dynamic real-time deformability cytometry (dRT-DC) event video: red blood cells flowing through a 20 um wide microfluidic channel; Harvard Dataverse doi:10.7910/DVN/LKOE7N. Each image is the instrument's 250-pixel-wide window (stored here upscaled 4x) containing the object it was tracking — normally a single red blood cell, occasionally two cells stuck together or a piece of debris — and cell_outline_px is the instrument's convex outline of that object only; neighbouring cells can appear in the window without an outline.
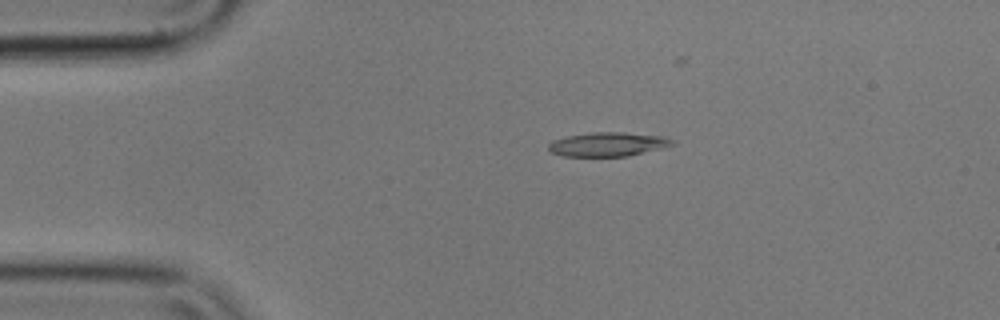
{"species": "common noctule bat (a hibernating species)", "species_latin": "Nyctalus noctula", "temperature_condition": "cold", "stored_images_in_passage": 6, "camera_frame_rate_fps": 3000, "um_per_image_px": 0.085, "animal": {"sex": "male", "body_mass_g": 17.9}, "frame": {"image": 1, "passage_image": 3, "time_ms": 0.667, "image_size_px": [1000, 320], "cell_outline_px": [[676, 144], [628, 156], [560, 156], [548, 152], [548, 144], [552, 140], [568, 136], [592, 132], [624, 132], [664, 136], [676, 140]], "centroid_in_image_um": [51.65, 12.26], "position_along_channel_um": 33.3, "area_um2": 17.51}}
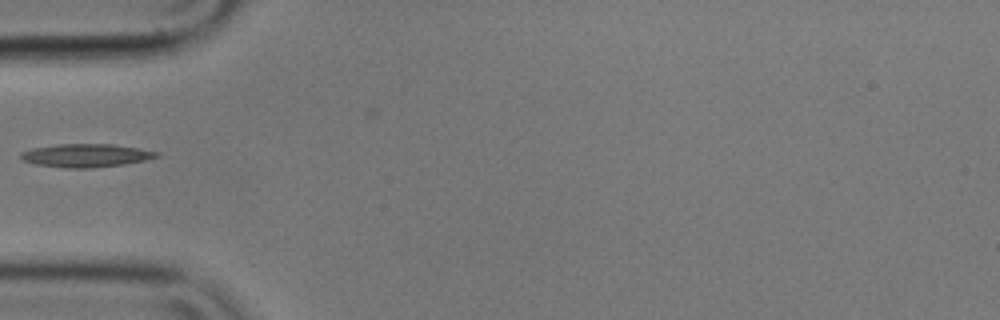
{"frame": {"image": 2, "passage_image": 5, "time_ms": 1.333, "image_size_px": [1000, 320], "cell_outline_px": [[160, 156], [144, 160], [124, 164], [92, 168], [68, 168], [36, 164], [24, 160], [20, 156], [20, 152], [32, 148], [60, 144], [112, 144], [160, 152]], "centroid_in_image_um": [7.31, 13.21], "position_along_channel_um": 77.7, "area_um2": 18.21}}
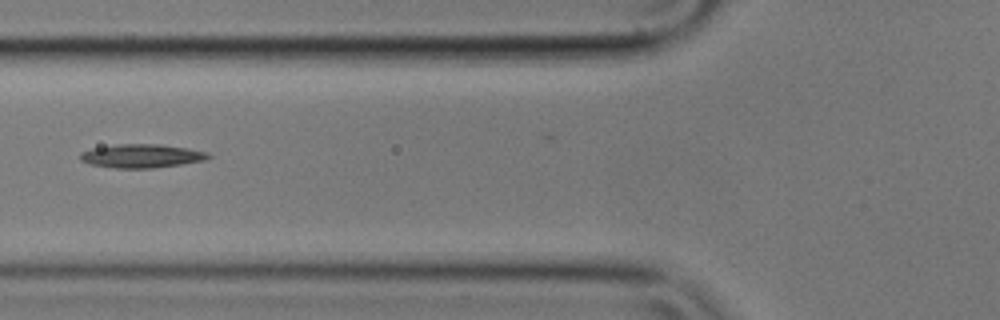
{"frame": {"image": 3, "passage_image": 6, "time_ms": 1.667, "image_size_px": [1000, 320], "cell_outline_px": [[212, 156], [204, 160], [180, 164], [152, 168], [112, 168], [92, 164], [80, 160], [80, 152], [92, 148], [116, 144], [160, 144], [188, 148], [208, 152]], "centroid_in_image_um": [12.02, 13.25], "position_along_channel_um": 113.8, "area_um2": 17.63}}